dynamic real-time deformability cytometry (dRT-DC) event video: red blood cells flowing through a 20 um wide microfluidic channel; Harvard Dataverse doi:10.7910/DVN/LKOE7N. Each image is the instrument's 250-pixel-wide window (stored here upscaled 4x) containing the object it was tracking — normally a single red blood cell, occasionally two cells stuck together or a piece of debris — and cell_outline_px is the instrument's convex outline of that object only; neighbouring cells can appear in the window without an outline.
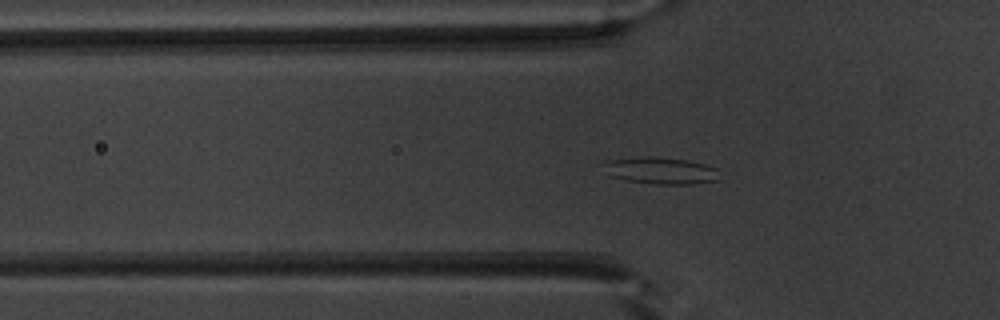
{"species": "common noctule bat (a hibernating species)", "species_latin": "Nyctalus noctula", "temperature_condition": "warm", "stored_images_in_passage": 49, "segment_of_instrument_passage": [1, 2], "camera_frame_rate_fps": 3000, "um_per_image_px": 0.085, "animal": {"sex": "male", "body_mass_g": 20.1, "forearm_length_mm": 53.5}, "frame": {"image": 1, "passage_image": 14, "time_ms": 4.333, "image_size_px": [1000, 320], "cell_outline_px": [[720, 180], [692, 184], [652, 184], [624, 180], [612, 176], [600, 164], [604, 160], [640, 156], [648, 156], [688, 160], [704, 164], [716, 168]], "centroid_in_image_um": [56.12, 14.49], "position_along_channel_um": 69.7, "area_um2": 18.38}}
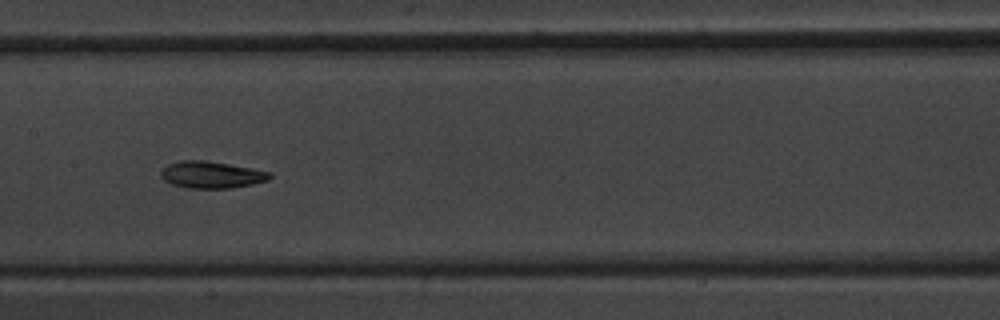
{"frame": {"image": 2, "passage_image": 23, "time_ms": 7.333, "image_size_px": [1000, 320], "cell_outline_px": [[272, 176], [268, 180], [252, 184], [232, 188], [188, 188], [172, 184], [164, 180], [160, 176], [160, 172], [168, 164], [180, 160], [204, 160], [252, 168], [272, 172]], "centroid_in_image_um": [17.98, 14.85], "position_along_channel_um": 189.4, "area_um2": 17.05}}
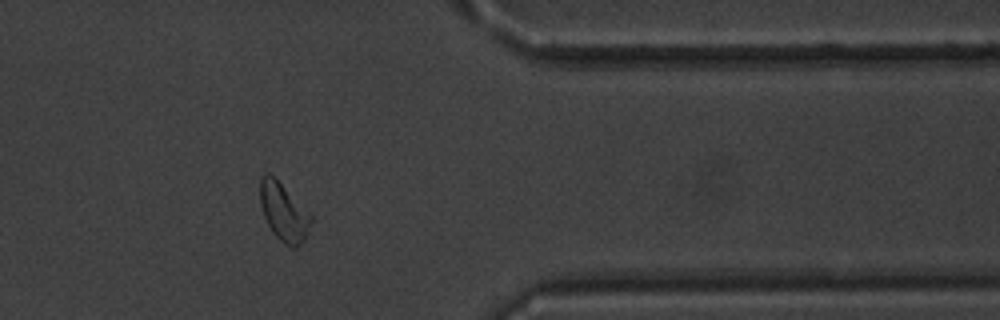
{"frame": {"image": 3, "passage_image": 39, "time_ms": 12.667, "image_size_px": [1000, 320], "cell_outline_px": [[312, 220], [308, 232], [304, 240], [296, 248], [292, 248], [284, 244], [272, 232], [264, 216], [260, 204], [260, 176], [264, 172], [268, 172], [312, 212]], "centroid_in_image_um": [24.13, 18.02], "position_along_channel_um": 387.3, "area_um2": 17.46}}